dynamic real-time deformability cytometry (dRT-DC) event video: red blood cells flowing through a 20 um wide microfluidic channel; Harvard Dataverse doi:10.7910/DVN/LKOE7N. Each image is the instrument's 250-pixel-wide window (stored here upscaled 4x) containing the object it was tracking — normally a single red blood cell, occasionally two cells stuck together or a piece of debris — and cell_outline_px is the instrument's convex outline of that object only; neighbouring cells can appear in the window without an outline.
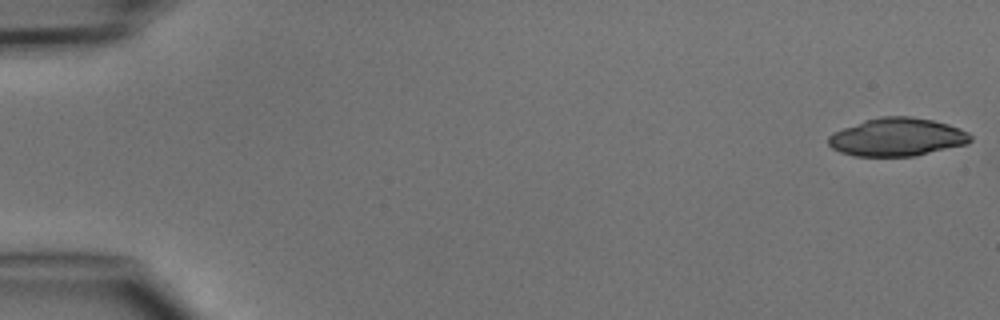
{"species": "common noctule bat (a hibernating species)", "species_latin": "Nyctalus noctula", "temperature_condition": "cold", "stored_images_in_passage": 4, "camera_frame_rate_fps": 3000, "um_per_image_px": 0.085, "animal": {"sex": "male", "body_mass_g": 15.6}, "frame": {"image": 1, "passage_image": 1, "time_ms": 0.0, "image_size_px": [1000, 320], "cell_outline_px": [[972, 140], [968, 144], [916, 156], [852, 156], [840, 152], [832, 148], [828, 144], [828, 136], [832, 132], [864, 120], [880, 116], [912, 116], [932, 120], [948, 124], [960, 128], [968, 132], [972, 136]], "centroid_in_image_um": [76.26, 11.65], "position_along_channel_um": 8.7, "area_um2": 31.91}}